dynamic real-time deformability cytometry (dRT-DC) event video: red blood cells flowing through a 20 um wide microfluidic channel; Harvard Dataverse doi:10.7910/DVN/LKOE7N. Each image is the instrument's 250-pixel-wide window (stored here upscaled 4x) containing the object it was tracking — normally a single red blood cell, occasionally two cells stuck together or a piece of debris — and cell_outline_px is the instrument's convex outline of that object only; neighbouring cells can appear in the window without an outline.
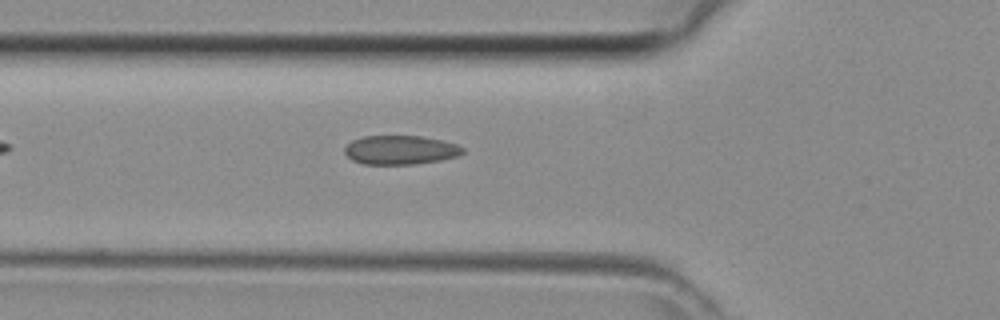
{"species": "common noctule bat (a hibernating species)", "species_latin": "Nyctalus noctula", "temperature_condition": "room temperature", "stored_images_in_passage": 30, "camera_frame_rate_fps": 3000, "um_per_image_px": 0.085, "animal": {"sex": "female", "body_mass_g": 29.2, "forearm_length_mm": 56.3}, "frame": {"image": 1, "passage_image": 2, "time_ms": 0.333, "image_size_px": [1000, 320], "cell_outline_px": [[464, 152], [460, 156], [440, 160], [412, 164], [364, 164], [352, 160], [344, 152], [344, 148], [352, 140], [364, 136], [420, 136], [440, 140], [456, 144], [464, 148]], "centroid_in_image_um": [34.03, 12.75], "position_along_channel_um": 91.8, "area_um2": 19.88}}
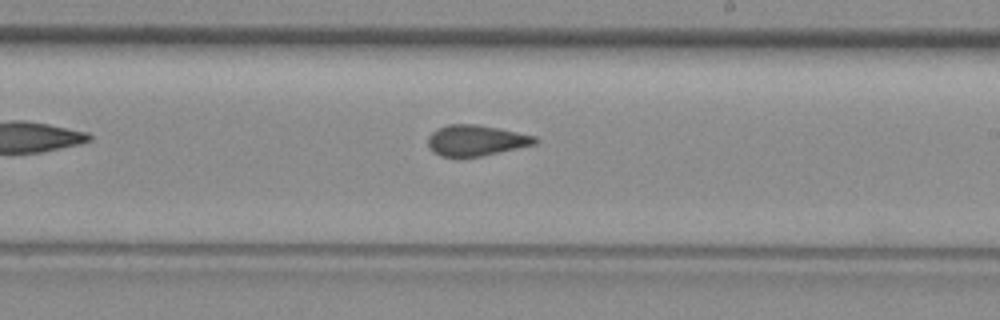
{"frame": {"image": 2, "passage_image": 12, "time_ms": 3.667, "image_size_px": [1000, 320], "cell_outline_px": [[540, 140], [536, 144], [484, 156], [440, 156], [432, 152], [428, 144], [428, 136], [432, 132], [448, 124], [476, 124], [536, 136]], "centroid_in_image_um": [40.48, 11.94], "position_along_channel_um": 248.5, "area_um2": 19.13}}
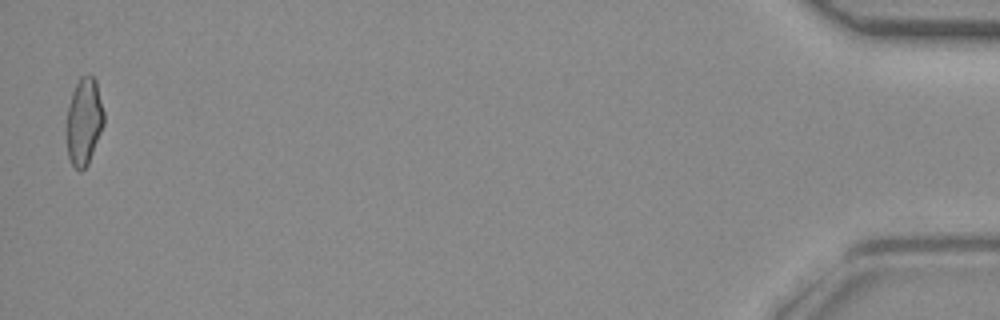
{"frame": {"image": 3, "passage_image": 30, "time_ms": 9.667, "image_size_px": [1000, 320], "cell_outline_px": [[104, 124], [88, 164], [80, 172], [72, 164], [68, 156], [68, 104], [72, 92], [80, 76], [88, 72], [96, 80], [104, 112]], "centroid_in_image_um": [7.16, 10.27], "position_along_channel_um": 428.0, "area_um2": 18.79}}